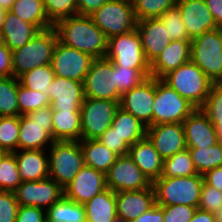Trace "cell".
Wrapping results in <instances>:
<instances>
[{
  "label": "cell",
  "instance_id": "cell-39",
  "mask_svg": "<svg viewBox=\"0 0 222 222\" xmlns=\"http://www.w3.org/2000/svg\"><path fill=\"white\" fill-rule=\"evenodd\" d=\"M201 110L214 125L218 141L222 143V83L213 84Z\"/></svg>",
  "mask_w": 222,
  "mask_h": 222
},
{
  "label": "cell",
  "instance_id": "cell-43",
  "mask_svg": "<svg viewBox=\"0 0 222 222\" xmlns=\"http://www.w3.org/2000/svg\"><path fill=\"white\" fill-rule=\"evenodd\" d=\"M21 182L14 153H5L0 159V190L14 191Z\"/></svg>",
  "mask_w": 222,
  "mask_h": 222
},
{
  "label": "cell",
  "instance_id": "cell-53",
  "mask_svg": "<svg viewBox=\"0 0 222 222\" xmlns=\"http://www.w3.org/2000/svg\"><path fill=\"white\" fill-rule=\"evenodd\" d=\"M130 222H163V206L155 204L151 209Z\"/></svg>",
  "mask_w": 222,
  "mask_h": 222
},
{
  "label": "cell",
  "instance_id": "cell-61",
  "mask_svg": "<svg viewBox=\"0 0 222 222\" xmlns=\"http://www.w3.org/2000/svg\"><path fill=\"white\" fill-rule=\"evenodd\" d=\"M112 222H127V221H125L124 219L120 217H115Z\"/></svg>",
  "mask_w": 222,
  "mask_h": 222
},
{
  "label": "cell",
  "instance_id": "cell-59",
  "mask_svg": "<svg viewBox=\"0 0 222 222\" xmlns=\"http://www.w3.org/2000/svg\"><path fill=\"white\" fill-rule=\"evenodd\" d=\"M16 0H0V6L10 10Z\"/></svg>",
  "mask_w": 222,
  "mask_h": 222
},
{
  "label": "cell",
  "instance_id": "cell-29",
  "mask_svg": "<svg viewBox=\"0 0 222 222\" xmlns=\"http://www.w3.org/2000/svg\"><path fill=\"white\" fill-rule=\"evenodd\" d=\"M86 222H112L117 217L116 193L107 188L84 204Z\"/></svg>",
  "mask_w": 222,
  "mask_h": 222
},
{
  "label": "cell",
  "instance_id": "cell-34",
  "mask_svg": "<svg viewBox=\"0 0 222 222\" xmlns=\"http://www.w3.org/2000/svg\"><path fill=\"white\" fill-rule=\"evenodd\" d=\"M198 174H205L213 168L222 166V143L210 147H187Z\"/></svg>",
  "mask_w": 222,
  "mask_h": 222
},
{
  "label": "cell",
  "instance_id": "cell-32",
  "mask_svg": "<svg viewBox=\"0 0 222 222\" xmlns=\"http://www.w3.org/2000/svg\"><path fill=\"white\" fill-rule=\"evenodd\" d=\"M10 11L40 31L54 26L46 15L43 0H16Z\"/></svg>",
  "mask_w": 222,
  "mask_h": 222
},
{
  "label": "cell",
  "instance_id": "cell-17",
  "mask_svg": "<svg viewBox=\"0 0 222 222\" xmlns=\"http://www.w3.org/2000/svg\"><path fill=\"white\" fill-rule=\"evenodd\" d=\"M146 136L163 159L187 149L182 123H161L148 126Z\"/></svg>",
  "mask_w": 222,
  "mask_h": 222
},
{
  "label": "cell",
  "instance_id": "cell-56",
  "mask_svg": "<svg viewBox=\"0 0 222 222\" xmlns=\"http://www.w3.org/2000/svg\"><path fill=\"white\" fill-rule=\"evenodd\" d=\"M216 22L217 28L222 29V0H204Z\"/></svg>",
  "mask_w": 222,
  "mask_h": 222
},
{
  "label": "cell",
  "instance_id": "cell-25",
  "mask_svg": "<svg viewBox=\"0 0 222 222\" xmlns=\"http://www.w3.org/2000/svg\"><path fill=\"white\" fill-rule=\"evenodd\" d=\"M128 154L151 182L161 177L164 159L147 136L131 145Z\"/></svg>",
  "mask_w": 222,
  "mask_h": 222
},
{
  "label": "cell",
  "instance_id": "cell-46",
  "mask_svg": "<svg viewBox=\"0 0 222 222\" xmlns=\"http://www.w3.org/2000/svg\"><path fill=\"white\" fill-rule=\"evenodd\" d=\"M221 205L222 191L204 182L197 208L216 214Z\"/></svg>",
  "mask_w": 222,
  "mask_h": 222
},
{
  "label": "cell",
  "instance_id": "cell-24",
  "mask_svg": "<svg viewBox=\"0 0 222 222\" xmlns=\"http://www.w3.org/2000/svg\"><path fill=\"white\" fill-rule=\"evenodd\" d=\"M18 149L45 150L53 143L52 124L34 122L27 115L19 116ZM47 144V145H46Z\"/></svg>",
  "mask_w": 222,
  "mask_h": 222
},
{
  "label": "cell",
  "instance_id": "cell-5",
  "mask_svg": "<svg viewBox=\"0 0 222 222\" xmlns=\"http://www.w3.org/2000/svg\"><path fill=\"white\" fill-rule=\"evenodd\" d=\"M191 61L213 84L222 83V29L204 32L191 41Z\"/></svg>",
  "mask_w": 222,
  "mask_h": 222
},
{
  "label": "cell",
  "instance_id": "cell-38",
  "mask_svg": "<svg viewBox=\"0 0 222 222\" xmlns=\"http://www.w3.org/2000/svg\"><path fill=\"white\" fill-rule=\"evenodd\" d=\"M113 73L115 74L116 88L121 95L140 85L151 76L150 69H134L120 65H113Z\"/></svg>",
  "mask_w": 222,
  "mask_h": 222
},
{
  "label": "cell",
  "instance_id": "cell-13",
  "mask_svg": "<svg viewBox=\"0 0 222 222\" xmlns=\"http://www.w3.org/2000/svg\"><path fill=\"white\" fill-rule=\"evenodd\" d=\"M107 188L112 191L122 192L130 190H143L152 185L148 177L127 155L118 156L115 163L106 173Z\"/></svg>",
  "mask_w": 222,
  "mask_h": 222
},
{
  "label": "cell",
  "instance_id": "cell-57",
  "mask_svg": "<svg viewBox=\"0 0 222 222\" xmlns=\"http://www.w3.org/2000/svg\"><path fill=\"white\" fill-rule=\"evenodd\" d=\"M189 222H217L214 213L197 208Z\"/></svg>",
  "mask_w": 222,
  "mask_h": 222
},
{
  "label": "cell",
  "instance_id": "cell-28",
  "mask_svg": "<svg viewBox=\"0 0 222 222\" xmlns=\"http://www.w3.org/2000/svg\"><path fill=\"white\" fill-rule=\"evenodd\" d=\"M52 138L54 141H80V110H52Z\"/></svg>",
  "mask_w": 222,
  "mask_h": 222
},
{
  "label": "cell",
  "instance_id": "cell-47",
  "mask_svg": "<svg viewBox=\"0 0 222 222\" xmlns=\"http://www.w3.org/2000/svg\"><path fill=\"white\" fill-rule=\"evenodd\" d=\"M18 207L13 191L0 190V222H15Z\"/></svg>",
  "mask_w": 222,
  "mask_h": 222
},
{
  "label": "cell",
  "instance_id": "cell-52",
  "mask_svg": "<svg viewBox=\"0 0 222 222\" xmlns=\"http://www.w3.org/2000/svg\"><path fill=\"white\" fill-rule=\"evenodd\" d=\"M77 14L90 16L108 0H76Z\"/></svg>",
  "mask_w": 222,
  "mask_h": 222
},
{
  "label": "cell",
  "instance_id": "cell-14",
  "mask_svg": "<svg viewBox=\"0 0 222 222\" xmlns=\"http://www.w3.org/2000/svg\"><path fill=\"white\" fill-rule=\"evenodd\" d=\"M93 60L94 58L90 55L66 46L58 40L51 67L55 76L84 82Z\"/></svg>",
  "mask_w": 222,
  "mask_h": 222
},
{
  "label": "cell",
  "instance_id": "cell-41",
  "mask_svg": "<svg viewBox=\"0 0 222 222\" xmlns=\"http://www.w3.org/2000/svg\"><path fill=\"white\" fill-rule=\"evenodd\" d=\"M137 21L157 18L177 5V0H132Z\"/></svg>",
  "mask_w": 222,
  "mask_h": 222
},
{
  "label": "cell",
  "instance_id": "cell-4",
  "mask_svg": "<svg viewBox=\"0 0 222 222\" xmlns=\"http://www.w3.org/2000/svg\"><path fill=\"white\" fill-rule=\"evenodd\" d=\"M162 80L196 108L204 105L213 85V82L191 60L166 74Z\"/></svg>",
  "mask_w": 222,
  "mask_h": 222
},
{
  "label": "cell",
  "instance_id": "cell-15",
  "mask_svg": "<svg viewBox=\"0 0 222 222\" xmlns=\"http://www.w3.org/2000/svg\"><path fill=\"white\" fill-rule=\"evenodd\" d=\"M155 77L149 76L140 85L121 95L119 107L132 114L144 125H153Z\"/></svg>",
  "mask_w": 222,
  "mask_h": 222
},
{
  "label": "cell",
  "instance_id": "cell-3",
  "mask_svg": "<svg viewBox=\"0 0 222 222\" xmlns=\"http://www.w3.org/2000/svg\"><path fill=\"white\" fill-rule=\"evenodd\" d=\"M54 27L41 30L24 46L12 51L13 76L19 78L36 67L51 64L58 42Z\"/></svg>",
  "mask_w": 222,
  "mask_h": 222
},
{
  "label": "cell",
  "instance_id": "cell-31",
  "mask_svg": "<svg viewBox=\"0 0 222 222\" xmlns=\"http://www.w3.org/2000/svg\"><path fill=\"white\" fill-rule=\"evenodd\" d=\"M111 126L129 147L145 138L147 134V126L120 107L116 111Z\"/></svg>",
  "mask_w": 222,
  "mask_h": 222
},
{
  "label": "cell",
  "instance_id": "cell-51",
  "mask_svg": "<svg viewBox=\"0 0 222 222\" xmlns=\"http://www.w3.org/2000/svg\"><path fill=\"white\" fill-rule=\"evenodd\" d=\"M13 76L12 51L0 42V77Z\"/></svg>",
  "mask_w": 222,
  "mask_h": 222
},
{
  "label": "cell",
  "instance_id": "cell-62",
  "mask_svg": "<svg viewBox=\"0 0 222 222\" xmlns=\"http://www.w3.org/2000/svg\"><path fill=\"white\" fill-rule=\"evenodd\" d=\"M5 153H6V152L0 148V159L3 157V155H4Z\"/></svg>",
  "mask_w": 222,
  "mask_h": 222
},
{
  "label": "cell",
  "instance_id": "cell-50",
  "mask_svg": "<svg viewBox=\"0 0 222 222\" xmlns=\"http://www.w3.org/2000/svg\"><path fill=\"white\" fill-rule=\"evenodd\" d=\"M45 217L46 211L44 209L19 205L15 222H42Z\"/></svg>",
  "mask_w": 222,
  "mask_h": 222
},
{
  "label": "cell",
  "instance_id": "cell-26",
  "mask_svg": "<svg viewBox=\"0 0 222 222\" xmlns=\"http://www.w3.org/2000/svg\"><path fill=\"white\" fill-rule=\"evenodd\" d=\"M22 182L39 181L49 177V157L45 150L13 152ZM46 155V156H45Z\"/></svg>",
  "mask_w": 222,
  "mask_h": 222
},
{
  "label": "cell",
  "instance_id": "cell-19",
  "mask_svg": "<svg viewBox=\"0 0 222 222\" xmlns=\"http://www.w3.org/2000/svg\"><path fill=\"white\" fill-rule=\"evenodd\" d=\"M136 30L140 36L145 57L151 65L172 40L159 17L137 21Z\"/></svg>",
  "mask_w": 222,
  "mask_h": 222
},
{
  "label": "cell",
  "instance_id": "cell-12",
  "mask_svg": "<svg viewBox=\"0 0 222 222\" xmlns=\"http://www.w3.org/2000/svg\"><path fill=\"white\" fill-rule=\"evenodd\" d=\"M13 192L20 206H34L45 211L64 196V189L50 177L21 182Z\"/></svg>",
  "mask_w": 222,
  "mask_h": 222
},
{
  "label": "cell",
  "instance_id": "cell-20",
  "mask_svg": "<svg viewBox=\"0 0 222 222\" xmlns=\"http://www.w3.org/2000/svg\"><path fill=\"white\" fill-rule=\"evenodd\" d=\"M52 110H80L84 101L83 82L55 76L49 85Z\"/></svg>",
  "mask_w": 222,
  "mask_h": 222
},
{
  "label": "cell",
  "instance_id": "cell-54",
  "mask_svg": "<svg viewBox=\"0 0 222 222\" xmlns=\"http://www.w3.org/2000/svg\"><path fill=\"white\" fill-rule=\"evenodd\" d=\"M203 178L207 185L222 191V166L207 171L203 174Z\"/></svg>",
  "mask_w": 222,
  "mask_h": 222
},
{
  "label": "cell",
  "instance_id": "cell-10",
  "mask_svg": "<svg viewBox=\"0 0 222 222\" xmlns=\"http://www.w3.org/2000/svg\"><path fill=\"white\" fill-rule=\"evenodd\" d=\"M105 57L111 60L113 65L134 69H150V63L145 57L141 39L136 29L108 38Z\"/></svg>",
  "mask_w": 222,
  "mask_h": 222
},
{
  "label": "cell",
  "instance_id": "cell-22",
  "mask_svg": "<svg viewBox=\"0 0 222 222\" xmlns=\"http://www.w3.org/2000/svg\"><path fill=\"white\" fill-rule=\"evenodd\" d=\"M182 124L187 147H210L218 142L216 129L201 108H196Z\"/></svg>",
  "mask_w": 222,
  "mask_h": 222
},
{
  "label": "cell",
  "instance_id": "cell-49",
  "mask_svg": "<svg viewBox=\"0 0 222 222\" xmlns=\"http://www.w3.org/2000/svg\"><path fill=\"white\" fill-rule=\"evenodd\" d=\"M98 139L105 147L109 148L118 156L127 155L129 152V146L119 137L112 126H110Z\"/></svg>",
  "mask_w": 222,
  "mask_h": 222
},
{
  "label": "cell",
  "instance_id": "cell-40",
  "mask_svg": "<svg viewBox=\"0 0 222 222\" xmlns=\"http://www.w3.org/2000/svg\"><path fill=\"white\" fill-rule=\"evenodd\" d=\"M17 102L19 106V116L27 115L29 112L50 106L49 97L43 92L31 90L18 84Z\"/></svg>",
  "mask_w": 222,
  "mask_h": 222
},
{
  "label": "cell",
  "instance_id": "cell-44",
  "mask_svg": "<svg viewBox=\"0 0 222 222\" xmlns=\"http://www.w3.org/2000/svg\"><path fill=\"white\" fill-rule=\"evenodd\" d=\"M160 20L164 24L170 39L173 40H186L192 41L187 33L186 27L183 23L182 16L175 6L172 9L167 10L160 17Z\"/></svg>",
  "mask_w": 222,
  "mask_h": 222
},
{
  "label": "cell",
  "instance_id": "cell-35",
  "mask_svg": "<svg viewBox=\"0 0 222 222\" xmlns=\"http://www.w3.org/2000/svg\"><path fill=\"white\" fill-rule=\"evenodd\" d=\"M19 78L0 77V116H18L17 102Z\"/></svg>",
  "mask_w": 222,
  "mask_h": 222
},
{
  "label": "cell",
  "instance_id": "cell-33",
  "mask_svg": "<svg viewBox=\"0 0 222 222\" xmlns=\"http://www.w3.org/2000/svg\"><path fill=\"white\" fill-rule=\"evenodd\" d=\"M46 217L52 222H86L84 205L65 196L46 211Z\"/></svg>",
  "mask_w": 222,
  "mask_h": 222
},
{
  "label": "cell",
  "instance_id": "cell-48",
  "mask_svg": "<svg viewBox=\"0 0 222 222\" xmlns=\"http://www.w3.org/2000/svg\"><path fill=\"white\" fill-rule=\"evenodd\" d=\"M196 209L183 204L163 206V222H189Z\"/></svg>",
  "mask_w": 222,
  "mask_h": 222
},
{
  "label": "cell",
  "instance_id": "cell-18",
  "mask_svg": "<svg viewBox=\"0 0 222 222\" xmlns=\"http://www.w3.org/2000/svg\"><path fill=\"white\" fill-rule=\"evenodd\" d=\"M191 40L204 32L217 29L216 22L204 0H177V5Z\"/></svg>",
  "mask_w": 222,
  "mask_h": 222
},
{
  "label": "cell",
  "instance_id": "cell-11",
  "mask_svg": "<svg viewBox=\"0 0 222 222\" xmlns=\"http://www.w3.org/2000/svg\"><path fill=\"white\" fill-rule=\"evenodd\" d=\"M114 75L111 60L106 57L94 59L83 82L84 97L120 101Z\"/></svg>",
  "mask_w": 222,
  "mask_h": 222
},
{
  "label": "cell",
  "instance_id": "cell-8",
  "mask_svg": "<svg viewBox=\"0 0 222 222\" xmlns=\"http://www.w3.org/2000/svg\"><path fill=\"white\" fill-rule=\"evenodd\" d=\"M196 109L188 100L155 78V99L153 104V125L161 123H183Z\"/></svg>",
  "mask_w": 222,
  "mask_h": 222
},
{
  "label": "cell",
  "instance_id": "cell-36",
  "mask_svg": "<svg viewBox=\"0 0 222 222\" xmlns=\"http://www.w3.org/2000/svg\"><path fill=\"white\" fill-rule=\"evenodd\" d=\"M55 77L51 64L36 67L19 77V82L31 90L43 92L50 96L49 85Z\"/></svg>",
  "mask_w": 222,
  "mask_h": 222
},
{
  "label": "cell",
  "instance_id": "cell-6",
  "mask_svg": "<svg viewBox=\"0 0 222 222\" xmlns=\"http://www.w3.org/2000/svg\"><path fill=\"white\" fill-rule=\"evenodd\" d=\"M49 147V177L64 189L84 166L80 141H53Z\"/></svg>",
  "mask_w": 222,
  "mask_h": 222
},
{
  "label": "cell",
  "instance_id": "cell-60",
  "mask_svg": "<svg viewBox=\"0 0 222 222\" xmlns=\"http://www.w3.org/2000/svg\"><path fill=\"white\" fill-rule=\"evenodd\" d=\"M217 222H222V205L215 214Z\"/></svg>",
  "mask_w": 222,
  "mask_h": 222
},
{
  "label": "cell",
  "instance_id": "cell-21",
  "mask_svg": "<svg viewBox=\"0 0 222 222\" xmlns=\"http://www.w3.org/2000/svg\"><path fill=\"white\" fill-rule=\"evenodd\" d=\"M153 186L143 190L116 192L117 217L127 222L137 219L155 205Z\"/></svg>",
  "mask_w": 222,
  "mask_h": 222
},
{
  "label": "cell",
  "instance_id": "cell-27",
  "mask_svg": "<svg viewBox=\"0 0 222 222\" xmlns=\"http://www.w3.org/2000/svg\"><path fill=\"white\" fill-rule=\"evenodd\" d=\"M40 30L33 24L21 20L8 10L0 40L11 50H16L28 43Z\"/></svg>",
  "mask_w": 222,
  "mask_h": 222
},
{
  "label": "cell",
  "instance_id": "cell-16",
  "mask_svg": "<svg viewBox=\"0 0 222 222\" xmlns=\"http://www.w3.org/2000/svg\"><path fill=\"white\" fill-rule=\"evenodd\" d=\"M105 189H107L106 174L84 165L64 188V196L71 201L84 205Z\"/></svg>",
  "mask_w": 222,
  "mask_h": 222
},
{
  "label": "cell",
  "instance_id": "cell-63",
  "mask_svg": "<svg viewBox=\"0 0 222 222\" xmlns=\"http://www.w3.org/2000/svg\"><path fill=\"white\" fill-rule=\"evenodd\" d=\"M42 222H52V221H50L47 217H45Z\"/></svg>",
  "mask_w": 222,
  "mask_h": 222
},
{
  "label": "cell",
  "instance_id": "cell-45",
  "mask_svg": "<svg viewBox=\"0 0 222 222\" xmlns=\"http://www.w3.org/2000/svg\"><path fill=\"white\" fill-rule=\"evenodd\" d=\"M48 19L55 24L58 20L77 15L76 0H43Z\"/></svg>",
  "mask_w": 222,
  "mask_h": 222
},
{
  "label": "cell",
  "instance_id": "cell-23",
  "mask_svg": "<svg viewBox=\"0 0 222 222\" xmlns=\"http://www.w3.org/2000/svg\"><path fill=\"white\" fill-rule=\"evenodd\" d=\"M189 60H191V41L173 40L150 65L151 76L162 79Z\"/></svg>",
  "mask_w": 222,
  "mask_h": 222
},
{
  "label": "cell",
  "instance_id": "cell-9",
  "mask_svg": "<svg viewBox=\"0 0 222 222\" xmlns=\"http://www.w3.org/2000/svg\"><path fill=\"white\" fill-rule=\"evenodd\" d=\"M119 101L84 98L80 108L81 139H98L112 124Z\"/></svg>",
  "mask_w": 222,
  "mask_h": 222
},
{
  "label": "cell",
  "instance_id": "cell-2",
  "mask_svg": "<svg viewBox=\"0 0 222 222\" xmlns=\"http://www.w3.org/2000/svg\"><path fill=\"white\" fill-rule=\"evenodd\" d=\"M203 175L195 174L186 177H160L152 182L155 203L159 206L187 205L198 207Z\"/></svg>",
  "mask_w": 222,
  "mask_h": 222
},
{
  "label": "cell",
  "instance_id": "cell-42",
  "mask_svg": "<svg viewBox=\"0 0 222 222\" xmlns=\"http://www.w3.org/2000/svg\"><path fill=\"white\" fill-rule=\"evenodd\" d=\"M19 115L0 116V148L6 153L18 150Z\"/></svg>",
  "mask_w": 222,
  "mask_h": 222
},
{
  "label": "cell",
  "instance_id": "cell-7",
  "mask_svg": "<svg viewBox=\"0 0 222 222\" xmlns=\"http://www.w3.org/2000/svg\"><path fill=\"white\" fill-rule=\"evenodd\" d=\"M90 17L107 38L131 32L137 25L132 0H108Z\"/></svg>",
  "mask_w": 222,
  "mask_h": 222
},
{
  "label": "cell",
  "instance_id": "cell-55",
  "mask_svg": "<svg viewBox=\"0 0 222 222\" xmlns=\"http://www.w3.org/2000/svg\"><path fill=\"white\" fill-rule=\"evenodd\" d=\"M27 116L34 122L40 124H52V108L51 106L29 112Z\"/></svg>",
  "mask_w": 222,
  "mask_h": 222
},
{
  "label": "cell",
  "instance_id": "cell-1",
  "mask_svg": "<svg viewBox=\"0 0 222 222\" xmlns=\"http://www.w3.org/2000/svg\"><path fill=\"white\" fill-rule=\"evenodd\" d=\"M53 27L59 41L64 45L82 51L94 59L105 57L108 38L90 16L77 14L62 18Z\"/></svg>",
  "mask_w": 222,
  "mask_h": 222
},
{
  "label": "cell",
  "instance_id": "cell-58",
  "mask_svg": "<svg viewBox=\"0 0 222 222\" xmlns=\"http://www.w3.org/2000/svg\"><path fill=\"white\" fill-rule=\"evenodd\" d=\"M7 12H8L7 9L0 6V33L2 31Z\"/></svg>",
  "mask_w": 222,
  "mask_h": 222
},
{
  "label": "cell",
  "instance_id": "cell-30",
  "mask_svg": "<svg viewBox=\"0 0 222 222\" xmlns=\"http://www.w3.org/2000/svg\"><path fill=\"white\" fill-rule=\"evenodd\" d=\"M80 147L83 152L84 165L107 173L115 163L118 155L105 147L99 139H81Z\"/></svg>",
  "mask_w": 222,
  "mask_h": 222
},
{
  "label": "cell",
  "instance_id": "cell-37",
  "mask_svg": "<svg viewBox=\"0 0 222 222\" xmlns=\"http://www.w3.org/2000/svg\"><path fill=\"white\" fill-rule=\"evenodd\" d=\"M198 174L188 149L164 159L161 177H186Z\"/></svg>",
  "mask_w": 222,
  "mask_h": 222
}]
</instances>
